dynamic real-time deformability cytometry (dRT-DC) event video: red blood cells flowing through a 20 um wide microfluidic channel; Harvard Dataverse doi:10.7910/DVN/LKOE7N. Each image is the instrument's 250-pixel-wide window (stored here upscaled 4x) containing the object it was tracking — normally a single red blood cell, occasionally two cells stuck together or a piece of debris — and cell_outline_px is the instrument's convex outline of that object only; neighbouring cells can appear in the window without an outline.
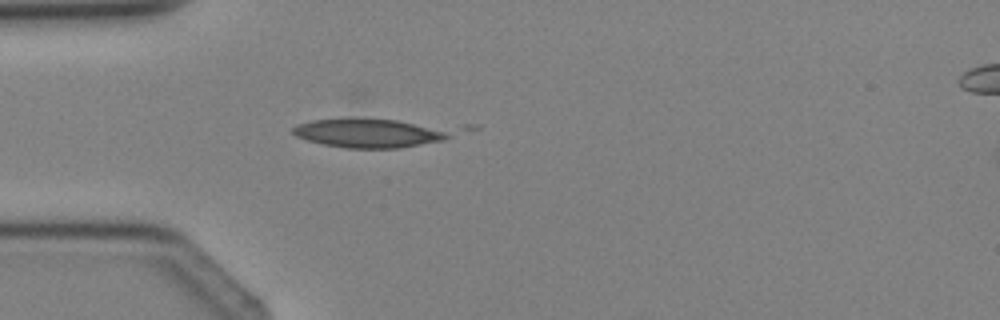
{"species": "Egyptian fruit bat (a non-hibernating species)", "species_latin": "Rousettus aegyptiacus", "temperature_condition": "cold", "stored_images_in_passage": 3, "camera_frame_rate_fps": 3000, "um_per_image_px": 0.085, "animal": {"sex": "female"}, "frame": {"image": 1, "passage_image": 3, "time_ms": 2.333, "image_size_px": [1000, 320], "cell_outline_px": [[448, 136], [444, 140], [400, 148], [344, 148], [324, 144], [308, 140], [296, 136], [292, 132], [292, 128], [296, 124], [312, 120], [348, 116], [360, 116], [396, 120], [444, 132]], "centroid_in_image_um": [31.12, 11.29], "position_along_channel_um": 53.9, "area_um2": 26.24}}